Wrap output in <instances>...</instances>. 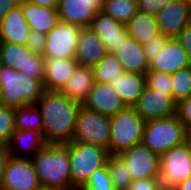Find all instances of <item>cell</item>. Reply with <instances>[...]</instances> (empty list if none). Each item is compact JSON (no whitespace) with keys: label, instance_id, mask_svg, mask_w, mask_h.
I'll return each instance as SVG.
<instances>
[{"label":"cell","instance_id":"6da1fadb","mask_svg":"<svg viewBox=\"0 0 191 190\" xmlns=\"http://www.w3.org/2000/svg\"><path fill=\"white\" fill-rule=\"evenodd\" d=\"M47 144H67L73 139L80 103L71 101L61 92L45 91L38 99Z\"/></svg>","mask_w":191,"mask_h":190},{"label":"cell","instance_id":"7a4b0ae2","mask_svg":"<svg viewBox=\"0 0 191 190\" xmlns=\"http://www.w3.org/2000/svg\"><path fill=\"white\" fill-rule=\"evenodd\" d=\"M31 160L42 187L76 190L71 184L68 143L47 144Z\"/></svg>","mask_w":191,"mask_h":190},{"label":"cell","instance_id":"3957f363","mask_svg":"<svg viewBox=\"0 0 191 190\" xmlns=\"http://www.w3.org/2000/svg\"><path fill=\"white\" fill-rule=\"evenodd\" d=\"M44 83L12 67L0 65V104L14 109L36 104L45 92Z\"/></svg>","mask_w":191,"mask_h":190},{"label":"cell","instance_id":"277c9868","mask_svg":"<svg viewBox=\"0 0 191 190\" xmlns=\"http://www.w3.org/2000/svg\"><path fill=\"white\" fill-rule=\"evenodd\" d=\"M189 133L175 114L166 118L147 120L141 143L161 156L173 147L187 142Z\"/></svg>","mask_w":191,"mask_h":190},{"label":"cell","instance_id":"5b68a950","mask_svg":"<svg viewBox=\"0 0 191 190\" xmlns=\"http://www.w3.org/2000/svg\"><path fill=\"white\" fill-rule=\"evenodd\" d=\"M145 120L134 107H125L110 116L109 154L118 155L142 142Z\"/></svg>","mask_w":191,"mask_h":190},{"label":"cell","instance_id":"8992f818","mask_svg":"<svg viewBox=\"0 0 191 190\" xmlns=\"http://www.w3.org/2000/svg\"><path fill=\"white\" fill-rule=\"evenodd\" d=\"M71 184L79 190L96 170L106 165L107 149L100 146L71 141L68 143Z\"/></svg>","mask_w":191,"mask_h":190},{"label":"cell","instance_id":"52a82bcc","mask_svg":"<svg viewBox=\"0 0 191 190\" xmlns=\"http://www.w3.org/2000/svg\"><path fill=\"white\" fill-rule=\"evenodd\" d=\"M109 138L110 117L81 105L72 141L100 146L109 152Z\"/></svg>","mask_w":191,"mask_h":190},{"label":"cell","instance_id":"ba28073f","mask_svg":"<svg viewBox=\"0 0 191 190\" xmlns=\"http://www.w3.org/2000/svg\"><path fill=\"white\" fill-rule=\"evenodd\" d=\"M0 65L12 67L28 76L44 81L45 59L32 53L25 44L0 42Z\"/></svg>","mask_w":191,"mask_h":190},{"label":"cell","instance_id":"9c48e42d","mask_svg":"<svg viewBox=\"0 0 191 190\" xmlns=\"http://www.w3.org/2000/svg\"><path fill=\"white\" fill-rule=\"evenodd\" d=\"M191 176V146L189 141L173 147L160 156L158 179L170 190Z\"/></svg>","mask_w":191,"mask_h":190},{"label":"cell","instance_id":"30bf717a","mask_svg":"<svg viewBox=\"0 0 191 190\" xmlns=\"http://www.w3.org/2000/svg\"><path fill=\"white\" fill-rule=\"evenodd\" d=\"M80 29V26L59 21L47 34L43 57L75 59Z\"/></svg>","mask_w":191,"mask_h":190},{"label":"cell","instance_id":"8fae6325","mask_svg":"<svg viewBox=\"0 0 191 190\" xmlns=\"http://www.w3.org/2000/svg\"><path fill=\"white\" fill-rule=\"evenodd\" d=\"M31 159L8 158L0 188L4 190H39L41 188Z\"/></svg>","mask_w":191,"mask_h":190},{"label":"cell","instance_id":"7c38bea8","mask_svg":"<svg viewBox=\"0 0 191 190\" xmlns=\"http://www.w3.org/2000/svg\"><path fill=\"white\" fill-rule=\"evenodd\" d=\"M125 162L133 181L158 177L160 156L142 143L118 154Z\"/></svg>","mask_w":191,"mask_h":190},{"label":"cell","instance_id":"4fadbf2b","mask_svg":"<svg viewBox=\"0 0 191 190\" xmlns=\"http://www.w3.org/2000/svg\"><path fill=\"white\" fill-rule=\"evenodd\" d=\"M133 107L145 121L166 118L177 114V103L171 94H165V92L147 87H145Z\"/></svg>","mask_w":191,"mask_h":190},{"label":"cell","instance_id":"5bb4252c","mask_svg":"<svg viewBox=\"0 0 191 190\" xmlns=\"http://www.w3.org/2000/svg\"><path fill=\"white\" fill-rule=\"evenodd\" d=\"M103 6L104 0H59V21L81 28L90 27L95 14L101 12Z\"/></svg>","mask_w":191,"mask_h":190},{"label":"cell","instance_id":"9a60e30c","mask_svg":"<svg viewBox=\"0 0 191 190\" xmlns=\"http://www.w3.org/2000/svg\"><path fill=\"white\" fill-rule=\"evenodd\" d=\"M160 34L176 38L191 21V3L172 0L156 15Z\"/></svg>","mask_w":191,"mask_h":190},{"label":"cell","instance_id":"2e32d148","mask_svg":"<svg viewBox=\"0 0 191 190\" xmlns=\"http://www.w3.org/2000/svg\"><path fill=\"white\" fill-rule=\"evenodd\" d=\"M90 28L103 42L107 54L115 55L121 45L129 38L126 26L112 19L103 11L95 14Z\"/></svg>","mask_w":191,"mask_h":190},{"label":"cell","instance_id":"e0dca14e","mask_svg":"<svg viewBox=\"0 0 191 190\" xmlns=\"http://www.w3.org/2000/svg\"><path fill=\"white\" fill-rule=\"evenodd\" d=\"M82 106L109 117L126 107L112 85L98 82L94 83Z\"/></svg>","mask_w":191,"mask_h":190},{"label":"cell","instance_id":"ac0fdd59","mask_svg":"<svg viewBox=\"0 0 191 190\" xmlns=\"http://www.w3.org/2000/svg\"><path fill=\"white\" fill-rule=\"evenodd\" d=\"M190 66L191 60L176 38H168L162 51L149 62V70L166 74Z\"/></svg>","mask_w":191,"mask_h":190},{"label":"cell","instance_id":"d6986e66","mask_svg":"<svg viewBox=\"0 0 191 190\" xmlns=\"http://www.w3.org/2000/svg\"><path fill=\"white\" fill-rule=\"evenodd\" d=\"M46 145L43 132L15 130L6 148L10 157L32 159Z\"/></svg>","mask_w":191,"mask_h":190},{"label":"cell","instance_id":"ffe728a7","mask_svg":"<svg viewBox=\"0 0 191 190\" xmlns=\"http://www.w3.org/2000/svg\"><path fill=\"white\" fill-rule=\"evenodd\" d=\"M107 54L106 47L90 27L81 28L75 60L78 65L93 67Z\"/></svg>","mask_w":191,"mask_h":190},{"label":"cell","instance_id":"44dd1931","mask_svg":"<svg viewBox=\"0 0 191 190\" xmlns=\"http://www.w3.org/2000/svg\"><path fill=\"white\" fill-rule=\"evenodd\" d=\"M30 31L20 4L0 20V42L25 44Z\"/></svg>","mask_w":191,"mask_h":190},{"label":"cell","instance_id":"7402d4cb","mask_svg":"<svg viewBox=\"0 0 191 190\" xmlns=\"http://www.w3.org/2000/svg\"><path fill=\"white\" fill-rule=\"evenodd\" d=\"M45 74L44 87L46 91L60 92L78 65L75 59H59L57 57H44Z\"/></svg>","mask_w":191,"mask_h":190},{"label":"cell","instance_id":"603a6c76","mask_svg":"<svg viewBox=\"0 0 191 190\" xmlns=\"http://www.w3.org/2000/svg\"><path fill=\"white\" fill-rule=\"evenodd\" d=\"M94 83L92 67L77 65L73 75L60 92L71 101L83 105Z\"/></svg>","mask_w":191,"mask_h":190},{"label":"cell","instance_id":"cb8c5ba5","mask_svg":"<svg viewBox=\"0 0 191 190\" xmlns=\"http://www.w3.org/2000/svg\"><path fill=\"white\" fill-rule=\"evenodd\" d=\"M31 30L48 34L59 22L57 9L42 7L28 0L19 3Z\"/></svg>","mask_w":191,"mask_h":190},{"label":"cell","instance_id":"d4e9b609","mask_svg":"<svg viewBox=\"0 0 191 190\" xmlns=\"http://www.w3.org/2000/svg\"><path fill=\"white\" fill-rule=\"evenodd\" d=\"M115 55L122 63L125 72L145 74L149 70L143 46L134 38L129 37Z\"/></svg>","mask_w":191,"mask_h":190},{"label":"cell","instance_id":"484cf974","mask_svg":"<svg viewBox=\"0 0 191 190\" xmlns=\"http://www.w3.org/2000/svg\"><path fill=\"white\" fill-rule=\"evenodd\" d=\"M120 95L126 107H133L139 96L143 93L145 84V74L124 72L119 75L114 82H109Z\"/></svg>","mask_w":191,"mask_h":190},{"label":"cell","instance_id":"4316f807","mask_svg":"<svg viewBox=\"0 0 191 190\" xmlns=\"http://www.w3.org/2000/svg\"><path fill=\"white\" fill-rule=\"evenodd\" d=\"M125 26L129 37L134 38L141 45L160 34L156 16L141 11H137Z\"/></svg>","mask_w":191,"mask_h":190},{"label":"cell","instance_id":"83f0119b","mask_svg":"<svg viewBox=\"0 0 191 190\" xmlns=\"http://www.w3.org/2000/svg\"><path fill=\"white\" fill-rule=\"evenodd\" d=\"M92 69L94 81L98 83L114 82L125 72L122 63L114 54H106Z\"/></svg>","mask_w":191,"mask_h":190},{"label":"cell","instance_id":"f1b7e54d","mask_svg":"<svg viewBox=\"0 0 191 190\" xmlns=\"http://www.w3.org/2000/svg\"><path fill=\"white\" fill-rule=\"evenodd\" d=\"M16 130H35L43 132V121L36 104H27L15 110Z\"/></svg>","mask_w":191,"mask_h":190},{"label":"cell","instance_id":"f546056e","mask_svg":"<svg viewBox=\"0 0 191 190\" xmlns=\"http://www.w3.org/2000/svg\"><path fill=\"white\" fill-rule=\"evenodd\" d=\"M117 22L126 25L137 13L136 0H104L102 10Z\"/></svg>","mask_w":191,"mask_h":190},{"label":"cell","instance_id":"4dcf8cb0","mask_svg":"<svg viewBox=\"0 0 191 190\" xmlns=\"http://www.w3.org/2000/svg\"><path fill=\"white\" fill-rule=\"evenodd\" d=\"M106 164L116 190H127L133 182V178L125 162L118 155L110 154Z\"/></svg>","mask_w":191,"mask_h":190},{"label":"cell","instance_id":"1f68e13d","mask_svg":"<svg viewBox=\"0 0 191 190\" xmlns=\"http://www.w3.org/2000/svg\"><path fill=\"white\" fill-rule=\"evenodd\" d=\"M172 97L178 104L191 95V66L171 74Z\"/></svg>","mask_w":191,"mask_h":190},{"label":"cell","instance_id":"d6a6232c","mask_svg":"<svg viewBox=\"0 0 191 190\" xmlns=\"http://www.w3.org/2000/svg\"><path fill=\"white\" fill-rule=\"evenodd\" d=\"M15 110L0 104V147H7L15 132Z\"/></svg>","mask_w":191,"mask_h":190},{"label":"cell","instance_id":"836d02e7","mask_svg":"<svg viewBox=\"0 0 191 190\" xmlns=\"http://www.w3.org/2000/svg\"><path fill=\"white\" fill-rule=\"evenodd\" d=\"M79 190H116L112 183L107 164L92 173Z\"/></svg>","mask_w":191,"mask_h":190},{"label":"cell","instance_id":"e575fe53","mask_svg":"<svg viewBox=\"0 0 191 190\" xmlns=\"http://www.w3.org/2000/svg\"><path fill=\"white\" fill-rule=\"evenodd\" d=\"M145 84L149 89L172 95L171 74L148 70L145 73Z\"/></svg>","mask_w":191,"mask_h":190},{"label":"cell","instance_id":"d590c367","mask_svg":"<svg viewBox=\"0 0 191 190\" xmlns=\"http://www.w3.org/2000/svg\"><path fill=\"white\" fill-rule=\"evenodd\" d=\"M47 34L31 30L28 34L25 46L34 54L42 55L45 51Z\"/></svg>","mask_w":191,"mask_h":190},{"label":"cell","instance_id":"8d00e7d4","mask_svg":"<svg viewBox=\"0 0 191 190\" xmlns=\"http://www.w3.org/2000/svg\"><path fill=\"white\" fill-rule=\"evenodd\" d=\"M167 39L168 37L159 34L158 36L152 38L149 42L142 45L148 63L152 61V59H154L159 52L162 51Z\"/></svg>","mask_w":191,"mask_h":190},{"label":"cell","instance_id":"74e56055","mask_svg":"<svg viewBox=\"0 0 191 190\" xmlns=\"http://www.w3.org/2000/svg\"><path fill=\"white\" fill-rule=\"evenodd\" d=\"M172 0H136L138 11L156 16Z\"/></svg>","mask_w":191,"mask_h":190},{"label":"cell","instance_id":"f35d334b","mask_svg":"<svg viewBox=\"0 0 191 190\" xmlns=\"http://www.w3.org/2000/svg\"><path fill=\"white\" fill-rule=\"evenodd\" d=\"M127 190H170L162 185L158 177L133 181Z\"/></svg>","mask_w":191,"mask_h":190},{"label":"cell","instance_id":"ab89813d","mask_svg":"<svg viewBox=\"0 0 191 190\" xmlns=\"http://www.w3.org/2000/svg\"><path fill=\"white\" fill-rule=\"evenodd\" d=\"M177 115L191 133V95L177 104Z\"/></svg>","mask_w":191,"mask_h":190},{"label":"cell","instance_id":"60d3db41","mask_svg":"<svg viewBox=\"0 0 191 190\" xmlns=\"http://www.w3.org/2000/svg\"><path fill=\"white\" fill-rule=\"evenodd\" d=\"M180 45L187 52L189 59L191 60V21L176 37Z\"/></svg>","mask_w":191,"mask_h":190},{"label":"cell","instance_id":"b9f144b4","mask_svg":"<svg viewBox=\"0 0 191 190\" xmlns=\"http://www.w3.org/2000/svg\"><path fill=\"white\" fill-rule=\"evenodd\" d=\"M17 4L16 0H0V20Z\"/></svg>","mask_w":191,"mask_h":190},{"label":"cell","instance_id":"7bdbcfd3","mask_svg":"<svg viewBox=\"0 0 191 190\" xmlns=\"http://www.w3.org/2000/svg\"><path fill=\"white\" fill-rule=\"evenodd\" d=\"M8 158L9 154L7 148L0 147V186L2 183L3 171L5 169Z\"/></svg>","mask_w":191,"mask_h":190},{"label":"cell","instance_id":"ee69618b","mask_svg":"<svg viewBox=\"0 0 191 190\" xmlns=\"http://www.w3.org/2000/svg\"><path fill=\"white\" fill-rule=\"evenodd\" d=\"M34 4L42 7L55 8L57 9L59 0H28Z\"/></svg>","mask_w":191,"mask_h":190},{"label":"cell","instance_id":"f6af8a7d","mask_svg":"<svg viewBox=\"0 0 191 190\" xmlns=\"http://www.w3.org/2000/svg\"><path fill=\"white\" fill-rule=\"evenodd\" d=\"M171 190H191V176L178 183Z\"/></svg>","mask_w":191,"mask_h":190},{"label":"cell","instance_id":"bcb514c9","mask_svg":"<svg viewBox=\"0 0 191 190\" xmlns=\"http://www.w3.org/2000/svg\"><path fill=\"white\" fill-rule=\"evenodd\" d=\"M39 190H57V189H51V188L41 187Z\"/></svg>","mask_w":191,"mask_h":190},{"label":"cell","instance_id":"7dc6e473","mask_svg":"<svg viewBox=\"0 0 191 190\" xmlns=\"http://www.w3.org/2000/svg\"><path fill=\"white\" fill-rule=\"evenodd\" d=\"M188 141H189L190 146H191V133H189Z\"/></svg>","mask_w":191,"mask_h":190},{"label":"cell","instance_id":"c3c4849f","mask_svg":"<svg viewBox=\"0 0 191 190\" xmlns=\"http://www.w3.org/2000/svg\"><path fill=\"white\" fill-rule=\"evenodd\" d=\"M18 3L24 2L25 0H16Z\"/></svg>","mask_w":191,"mask_h":190}]
</instances>
